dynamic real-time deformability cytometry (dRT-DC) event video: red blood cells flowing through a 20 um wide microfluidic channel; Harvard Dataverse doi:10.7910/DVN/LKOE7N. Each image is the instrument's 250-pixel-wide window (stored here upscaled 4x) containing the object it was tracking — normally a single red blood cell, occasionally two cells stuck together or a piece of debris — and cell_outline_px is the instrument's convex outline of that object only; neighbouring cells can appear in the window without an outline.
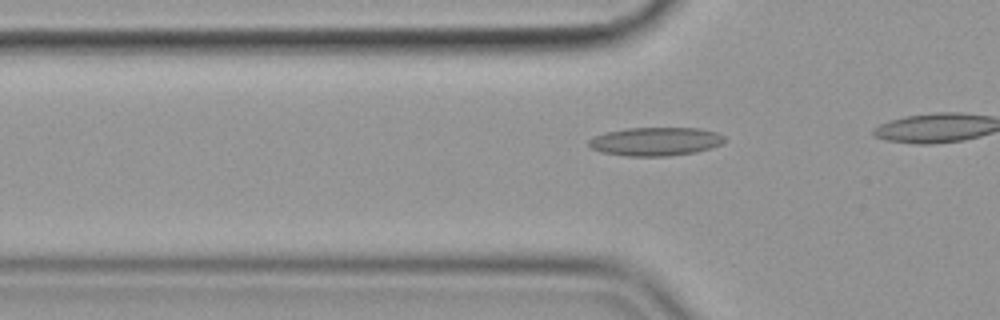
{"species": "common noctule bat (a hibernating species)", "species_latin": "Nyctalus noctula", "temperature_condition": "cold", "stored_images_in_passage": 10, "camera_frame_rate_fps": 3000, "um_per_image_px": 0.085, "animal": {"sex": "female", "body_mass_g": 19.9}, "frame": {"image": 1, "passage_image": 4, "time_ms": 1.0, "image_size_px": [1000, 320], "cell_outline_px": [[724, 140], [720, 144], [696, 152], [668, 156], [628, 156], [600, 152], [592, 148], [588, 144], [588, 140], [592, 136], [604, 132], [624, 128], [700, 128], [716, 132], [724, 136]], "centroid_in_image_um": [55.66, 12.02], "position_along_channel_um": 70.1, "area_um2": 22.6}}
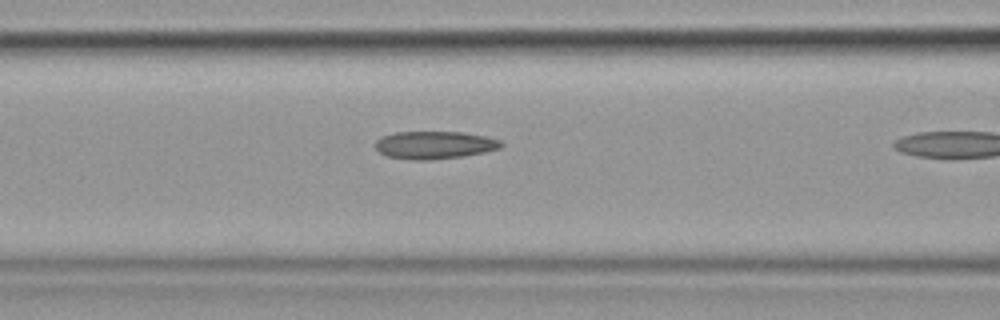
{"frame": {"image": 2, "passage_image": 9, "time_ms": 2.667, "image_size_px": [1000, 320], "cell_outline_px": [[504, 144], [500, 148], [484, 152], [464, 156], [428, 160], [408, 160], [388, 156], [380, 152], [372, 144], [380, 136], [396, 132], [464, 132], [484, 136], [500, 140]], "centroid_in_image_um": [36.9, 12.32], "position_along_channel_um": 129.7, "area_um2": 20.46}}